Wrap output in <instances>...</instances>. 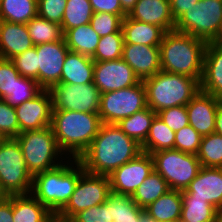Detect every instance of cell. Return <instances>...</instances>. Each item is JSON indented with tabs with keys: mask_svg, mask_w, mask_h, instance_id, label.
I'll list each match as a JSON object with an SVG mask.
<instances>
[{
	"mask_svg": "<svg viewBox=\"0 0 222 222\" xmlns=\"http://www.w3.org/2000/svg\"><path fill=\"white\" fill-rule=\"evenodd\" d=\"M0 222H13L12 195L0 196Z\"/></svg>",
	"mask_w": 222,
	"mask_h": 222,
	"instance_id": "obj_49",
	"label": "cell"
},
{
	"mask_svg": "<svg viewBox=\"0 0 222 222\" xmlns=\"http://www.w3.org/2000/svg\"><path fill=\"white\" fill-rule=\"evenodd\" d=\"M220 212L210 203L182 192L180 222H218Z\"/></svg>",
	"mask_w": 222,
	"mask_h": 222,
	"instance_id": "obj_27",
	"label": "cell"
},
{
	"mask_svg": "<svg viewBox=\"0 0 222 222\" xmlns=\"http://www.w3.org/2000/svg\"><path fill=\"white\" fill-rule=\"evenodd\" d=\"M153 171L152 155L142 151L109 175L110 190L116 194L131 196Z\"/></svg>",
	"mask_w": 222,
	"mask_h": 222,
	"instance_id": "obj_13",
	"label": "cell"
},
{
	"mask_svg": "<svg viewBox=\"0 0 222 222\" xmlns=\"http://www.w3.org/2000/svg\"><path fill=\"white\" fill-rule=\"evenodd\" d=\"M157 113L148 106L133 115L122 119L116 125L130 138L142 145L149 133L152 121Z\"/></svg>",
	"mask_w": 222,
	"mask_h": 222,
	"instance_id": "obj_29",
	"label": "cell"
},
{
	"mask_svg": "<svg viewBox=\"0 0 222 222\" xmlns=\"http://www.w3.org/2000/svg\"><path fill=\"white\" fill-rule=\"evenodd\" d=\"M0 134L3 138H16L20 134L15 108L0 99Z\"/></svg>",
	"mask_w": 222,
	"mask_h": 222,
	"instance_id": "obj_41",
	"label": "cell"
},
{
	"mask_svg": "<svg viewBox=\"0 0 222 222\" xmlns=\"http://www.w3.org/2000/svg\"><path fill=\"white\" fill-rule=\"evenodd\" d=\"M182 192H189L222 213V168L201 167L198 175Z\"/></svg>",
	"mask_w": 222,
	"mask_h": 222,
	"instance_id": "obj_19",
	"label": "cell"
},
{
	"mask_svg": "<svg viewBox=\"0 0 222 222\" xmlns=\"http://www.w3.org/2000/svg\"><path fill=\"white\" fill-rule=\"evenodd\" d=\"M94 12L127 15L120 4V0H89Z\"/></svg>",
	"mask_w": 222,
	"mask_h": 222,
	"instance_id": "obj_47",
	"label": "cell"
},
{
	"mask_svg": "<svg viewBox=\"0 0 222 222\" xmlns=\"http://www.w3.org/2000/svg\"><path fill=\"white\" fill-rule=\"evenodd\" d=\"M38 15L37 0H1L0 20L27 24Z\"/></svg>",
	"mask_w": 222,
	"mask_h": 222,
	"instance_id": "obj_30",
	"label": "cell"
},
{
	"mask_svg": "<svg viewBox=\"0 0 222 222\" xmlns=\"http://www.w3.org/2000/svg\"><path fill=\"white\" fill-rule=\"evenodd\" d=\"M38 61V84L51 89L60 82L65 57L69 51L64 37L59 41L35 45Z\"/></svg>",
	"mask_w": 222,
	"mask_h": 222,
	"instance_id": "obj_14",
	"label": "cell"
},
{
	"mask_svg": "<svg viewBox=\"0 0 222 222\" xmlns=\"http://www.w3.org/2000/svg\"><path fill=\"white\" fill-rule=\"evenodd\" d=\"M127 15H115L112 13L94 12L90 25L99 37L117 33L121 29L122 20Z\"/></svg>",
	"mask_w": 222,
	"mask_h": 222,
	"instance_id": "obj_39",
	"label": "cell"
},
{
	"mask_svg": "<svg viewBox=\"0 0 222 222\" xmlns=\"http://www.w3.org/2000/svg\"><path fill=\"white\" fill-rule=\"evenodd\" d=\"M43 88L36 80L20 76L15 82L12 94L8 95L4 100L16 108L27 100L37 96Z\"/></svg>",
	"mask_w": 222,
	"mask_h": 222,
	"instance_id": "obj_38",
	"label": "cell"
},
{
	"mask_svg": "<svg viewBox=\"0 0 222 222\" xmlns=\"http://www.w3.org/2000/svg\"><path fill=\"white\" fill-rule=\"evenodd\" d=\"M34 46L26 24L0 20V58L11 60Z\"/></svg>",
	"mask_w": 222,
	"mask_h": 222,
	"instance_id": "obj_22",
	"label": "cell"
},
{
	"mask_svg": "<svg viewBox=\"0 0 222 222\" xmlns=\"http://www.w3.org/2000/svg\"><path fill=\"white\" fill-rule=\"evenodd\" d=\"M139 82L133 69L122 58L94 63L93 83L101 94L134 86Z\"/></svg>",
	"mask_w": 222,
	"mask_h": 222,
	"instance_id": "obj_15",
	"label": "cell"
},
{
	"mask_svg": "<svg viewBox=\"0 0 222 222\" xmlns=\"http://www.w3.org/2000/svg\"><path fill=\"white\" fill-rule=\"evenodd\" d=\"M121 30L124 44H141L147 46H160L166 33L160 26L134 20L128 16L122 20Z\"/></svg>",
	"mask_w": 222,
	"mask_h": 222,
	"instance_id": "obj_23",
	"label": "cell"
},
{
	"mask_svg": "<svg viewBox=\"0 0 222 222\" xmlns=\"http://www.w3.org/2000/svg\"><path fill=\"white\" fill-rule=\"evenodd\" d=\"M122 59L143 81L161 71L159 46L123 44Z\"/></svg>",
	"mask_w": 222,
	"mask_h": 222,
	"instance_id": "obj_18",
	"label": "cell"
},
{
	"mask_svg": "<svg viewBox=\"0 0 222 222\" xmlns=\"http://www.w3.org/2000/svg\"><path fill=\"white\" fill-rule=\"evenodd\" d=\"M11 61L21 76L34 79L38 83V61L35 46L15 56Z\"/></svg>",
	"mask_w": 222,
	"mask_h": 222,
	"instance_id": "obj_42",
	"label": "cell"
},
{
	"mask_svg": "<svg viewBox=\"0 0 222 222\" xmlns=\"http://www.w3.org/2000/svg\"><path fill=\"white\" fill-rule=\"evenodd\" d=\"M215 42L222 44V29H221V32Z\"/></svg>",
	"mask_w": 222,
	"mask_h": 222,
	"instance_id": "obj_54",
	"label": "cell"
},
{
	"mask_svg": "<svg viewBox=\"0 0 222 222\" xmlns=\"http://www.w3.org/2000/svg\"><path fill=\"white\" fill-rule=\"evenodd\" d=\"M175 132L171 130L157 115L152 121L148 136L141 145L143 152H154L174 149Z\"/></svg>",
	"mask_w": 222,
	"mask_h": 222,
	"instance_id": "obj_31",
	"label": "cell"
},
{
	"mask_svg": "<svg viewBox=\"0 0 222 222\" xmlns=\"http://www.w3.org/2000/svg\"><path fill=\"white\" fill-rule=\"evenodd\" d=\"M13 222H49L53 213L31 193L12 195Z\"/></svg>",
	"mask_w": 222,
	"mask_h": 222,
	"instance_id": "obj_25",
	"label": "cell"
},
{
	"mask_svg": "<svg viewBox=\"0 0 222 222\" xmlns=\"http://www.w3.org/2000/svg\"><path fill=\"white\" fill-rule=\"evenodd\" d=\"M157 222L180 220L182 191L170 189L144 209Z\"/></svg>",
	"mask_w": 222,
	"mask_h": 222,
	"instance_id": "obj_26",
	"label": "cell"
},
{
	"mask_svg": "<svg viewBox=\"0 0 222 222\" xmlns=\"http://www.w3.org/2000/svg\"><path fill=\"white\" fill-rule=\"evenodd\" d=\"M20 76L10 59L0 58V99L12 94L15 82Z\"/></svg>",
	"mask_w": 222,
	"mask_h": 222,
	"instance_id": "obj_43",
	"label": "cell"
},
{
	"mask_svg": "<svg viewBox=\"0 0 222 222\" xmlns=\"http://www.w3.org/2000/svg\"><path fill=\"white\" fill-rule=\"evenodd\" d=\"M206 45L190 34L166 32L159 46L161 70L186 75L200 83Z\"/></svg>",
	"mask_w": 222,
	"mask_h": 222,
	"instance_id": "obj_2",
	"label": "cell"
},
{
	"mask_svg": "<svg viewBox=\"0 0 222 222\" xmlns=\"http://www.w3.org/2000/svg\"><path fill=\"white\" fill-rule=\"evenodd\" d=\"M201 139L202 136L191 125H187L175 132L174 149L196 155Z\"/></svg>",
	"mask_w": 222,
	"mask_h": 222,
	"instance_id": "obj_40",
	"label": "cell"
},
{
	"mask_svg": "<svg viewBox=\"0 0 222 222\" xmlns=\"http://www.w3.org/2000/svg\"><path fill=\"white\" fill-rule=\"evenodd\" d=\"M169 190L167 182L154 170L135 190L131 198L141 209H145Z\"/></svg>",
	"mask_w": 222,
	"mask_h": 222,
	"instance_id": "obj_32",
	"label": "cell"
},
{
	"mask_svg": "<svg viewBox=\"0 0 222 222\" xmlns=\"http://www.w3.org/2000/svg\"><path fill=\"white\" fill-rule=\"evenodd\" d=\"M171 6V14L176 21L182 14L187 12L189 9L194 7V5L199 0H169Z\"/></svg>",
	"mask_w": 222,
	"mask_h": 222,
	"instance_id": "obj_48",
	"label": "cell"
},
{
	"mask_svg": "<svg viewBox=\"0 0 222 222\" xmlns=\"http://www.w3.org/2000/svg\"><path fill=\"white\" fill-rule=\"evenodd\" d=\"M110 208L111 201L107 198V200L100 205L78 212L72 219L75 222H113Z\"/></svg>",
	"mask_w": 222,
	"mask_h": 222,
	"instance_id": "obj_44",
	"label": "cell"
},
{
	"mask_svg": "<svg viewBox=\"0 0 222 222\" xmlns=\"http://www.w3.org/2000/svg\"><path fill=\"white\" fill-rule=\"evenodd\" d=\"M28 33L34 45L59 41L63 38L61 25L48 21L38 15L27 24Z\"/></svg>",
	"mask_w": 222,
	"mask_h": 222,
	"instance_id": "obj_35",
	"label": "cell"
},
{
	"mask_svg": "<svg viewBox=\"0 0 222 222\" xmlns=\"http://www.w3.org/2000/svg\"><path fill=\"white\" fill-rule=\"evenodd\" d=\"M222 29V0H199L175 21L178 32L206 43L215 42Z\"/></svg>",
	"mask_w": 222,
	"mask_h": 222,
	"instance_id": "obj_8",
	"label": "cell"
},
{
	"mask_svg": "<svg viewBox=\"0 0 222 222\" xmlns=\"http://www.w3.org/2000/svg\"><path fill=\"white\" fill-rule=\"evenodd\" d=\"M110 214L113 222H139L140 214L144 211L131 198L130 195L110 192Z\"/></svg>",
	"mask_w": 222,
	"mask_h": 222,
	"instance_id": "obj_33",
	"label": "cell"
},
{
	"mask_svg": "<svg viewBox=\"0 0 222 222\" xmlns=\"http://www.w3.org/2000/svg\"><path fill=\"white\" fill-rule=\"evenodd\" d=\"M200 90L222 101V44L209 42L206 45Z\"/></svg>",
	"mask_w": 222,
	"mask_h": 222,
	"instance_id": "obj_20",
	"label": "cell"
},
{
	"mask_svg": "<svg viewBox=\"0 0 222 222\" xmlns=\"http://www.w3.org/2000/svg\"><path fill=\"white\" fill-rule=\"evenodd\" d=\"M69 159L64 161L67 164L63 162L53 169L33 175L30 193L53 214H58L66 206L85 172L77 159Z\"/></svg>",
	"mask_w": 222,
	"mask_h": 222,
	"instance_id": "obj_4",
	"label": "cell"
},
{
	"mask_svg": "<svg viewBox=\"0 0 222 222\" xmlns=\"http://www.w3.org/2000/svg\"><path fill=\"white\" fill-rule=\"evenodd\" d=\"M196 156L203 167L222 168V135L214 132L202 136Z\"/></svg>",
	"mask_w": 222,
	"mask_h": 222,
	"instance_id": "obj_36",
	"label": "cell"
},
{
	"mask_svg": "<svg viewBox=\"0 0 222 222\" xmlns=\"http://www.w3.org/2000/svg\"><path fill=\"white\" fill-rule=\"evenodd\" d=\"M94 11L89 0H67L61 22L63 34L84 24H89Z\"/></svg>",
	"mask_w": 222,
	"mask_h": 222,
	"instance_id": "obj_34",
	"label": "cell"
},
{
	"mask_svg": "<svg viewBox=\"0 0 222 222\" xmlns=\"http://www.w3.org/2000/svg\"><path fill=\"white\" fill-rule=\"evenodd\" d=\"M16 140L21 147L27 170L32 176L61 165L62 160H65L62 155L67 156L60 150L51 126L21 132Z\"/></svg>",
	"mask_w": 222,
	"mask_h": 222,
	"instance_id": "obj_6",
	"label": "cell"
},
{
	"mask_svg": "<svg viewBox=\"0 0 222 222\" xmlns=\"http://www.w3.org/2000/svg\"><path fill=\"white\" fill-rule=\"evenodd\" d=\"M124 38L122 30L102 36L99 39L95 54L91 57L95 62L111 61L122 58Z\"/></svg>",
	"mask_w": 222,
	"mask_h": 222,
	"instance_id": "obj_37",
	"label": "cell"
},
{
	"mask_svg": "<svg viewBox=\"0 0 222 222\" xmlns=\"http://www.w3.org/2000/svg\"><path fill=\"white\" fill-rule=\"evenodd\" d=\"M151 155L154 170L167 182L170 189L177 191H184L202 167L195 154L176 149L162 150Z\"/></svg>",
	"mask_w": 222,
	"mask_h": 222,
	"instance_id": "obj_9",
	"label": "cell"
},
{
	"mask_svg": "<svg viewBox=\"0 0 222 222\" xmlns=\"http://www.w3.org/2000/svg\"><path fill=\"white\" fill-rule=\"evenodd\" d=\"M221 103L222 101L219 98L199 90L186 105L189 125L201 136L214 133L215 116Z\"/></svg>",
	"mask_w": 222,
	"mask_h": 222,
	"instance_id": "obj_17",
	"label": "cell"
},
{
	"mask_svg": "<svg viewBox=\"0 0 222 222\" xmlns=\"http://www.w3.org/2000/svg\"><path fill=\"white\" fill-rule=\"evenodd\" d=\"M4 138L1 136V134H0V142L3 140Z\"/></svg>",
	"mask_w": 222,
	"mask_h": 222,
	"instance_id": "obj_56",
	"label": "cell"
},
{
	"mask_svg": "<svg viewBox=\"0 0 222 222\" xmlns=\"http://www.w3.org/2000/svg\"><path fill=\"white\" fill-rule=\"evenodd\" d=\"M32 179L16 138H4L0 142V196L29 194Z\"/></svg>",
	"mask_w": 222,
	"mask_h": 222,
	"instance_id": "obj_7",
	"label": "cell"
},
{
	"mask_svg": "<svg viewBox=\"0 0 222 222\" xmlns=\"http://www.w3.org/2000/svg\"><path fill=\"white\" fill-rule=\"evenodd\" d=\"M53 110L98 113L100 91L94 83H57L51 89Z\"/></svg>",
	"mask_w": 222,
	"mask_h": 222,
	"instance_id": "obj_12",
	"label": "cell"
},
{
	"mask_svg": "<svg viewBox=\"0 0 222 222\" xmlns=\"http://www.w3.org/2000/svg\"><path fill=\"white\" fill-rule=\"evenodd\" d=\"M214 132L222 135V103L217 108Z\"/></svg>",
	"mask_w": 222,
	"mask_h": 222,
	"instance_id": "obj_50",
	"label": "cell"
},
{
	"mask_svg": "<svg viewBox=\"0 0 222 222\" xmlns=\"http://www.w3.org/2000/svg\"><path fill=\"white\" fill-rule=\"evenodd\" d=\"M20 133L51 126L53 98L49 89H43L34 98L15 108Z\"/></svg>",
	"mask_w": 222,
	"mask_h": 222,
	"instance_id": "obj_16",
	"label": "cell"
},
{
	"mask_svg": "<svg viewBox=\"0 0 222 222\" xmlns=\"http://www.w3.org/2000/svg\"><path fill=\"white\" fill-rule=\"evenodd\" d=\"M141 152V145L116 124L103 123L99 133L77 160L84 167V171L109 176Z\"/></svg>",
	"mask_w": 222,
	"mask_h": 222,
	"instance_id": "obj_1",
	"label": "cell"
},
{
	"mask_svg": "<svg viewBox=\"0 0 222 222\" xmlns=\"http://www.w3.org/2000/svg\"><path fill=\"white\" fill-rule=\"evenodd\" d=\"M98 113L53 110L51 127L60 150L78 159L99 133L102 125Z\"/></svg>",
	"mask_w": 222,
	"mask_h": 222,
	"instance_id": "obj_3",
	"label": "cell"
},
{
	"mask_svg": "<svg viewBox=\"0 0 222 222\" xmlns=\"http://www.w3.org/2000/svg\"><path fill=\"white\" fill-rule=\"evenodd\" d=\"M95 61L78 52L68 51L59 83L86 84L93 83Z\"/></svg>",
	"mask_w": 222,
	"mask_h": 222,
	"instance_id": "obj_24",
	"label": "cell"
},
{
	"mask_svg": "<svg viewBox=\"0 0 222 222\" xmlns=\"http://www.w3.org/2000/svg\"><path fill=\"white\" fill-rule=\"evenodd\" d=\"M70 51L92 57L99 43V35L90 24L68 29L63 35Z\"/></svg>",
	"mask_w": 222,
	"mask_h": 222,
	"instance_id": "obj_28",
	"label": "cell"
},
{
	"mask_svg": "<svg viewBox=\"0 0 222 222\" xmlns=\"http://www.w3.org/2000/svg\"><path fill=\"white\" fill-rule=\"evenodd\" d=\"M218 222H222V213L219 216Z\"/></svg>",
	"mask_w": 222,
	"mask_h": 222,
	"instance_id": "obj_55",
	"label": "cell"
},
{
	"mask_svg": "<svg viewBox=\"0 0 222 222\" xmlns=\"http://www.w3.org/2000/svg\"><path fill=\"white\" fill-rule=\"evenodd\" d=\"M142 82L147 106L156 113L171 107L186 106L200 90V83L196 79L162 70Z\"/></svg>",
	"mask_w": 222,
	"mask_h": 222,
	"instance_id": "obj_5",
	"label": "cell"
},
{
	"mask_svg": "<svg viewBox=\"0 0 222 222\" xmlns=\"http://www.w3.org/2000/svg\"><path fill=\"white\" fill-rule=\"evenodd\" d=\"M146 107V90L140 81L134 86L102 93L98 114L102 123L117 124Z\"/></svg>",
	"mask_w": 222,
	"mask_h": 222,
	"instance_id": "obj_10",
	"label": "cell"
},
{
	"mask_svg": "<svg viewBox=\"0 0 222 222\" xmlns=\"http://www.w3.org/2000/svg\"><path fill=\"white\" fill-rule=\"evenodd\" d=\"M139 222H157L154 218H152L147 212L143 211L140 214Z\"/></svg>",
	"mask_w": 222,
	"mask_h": 222,
	"instance_id": "obj_53",
	"label": "cell"
},
{
	"mask_svg": "<svg viewBox=\"0 0 222 222\" xmlns=\"http://www.w3.org/2000/svg\"><path fill=\"white\" fill-rule=\"evenodd\" d=\"M38 16L61 25L67 0H37Z\"/></svg>",
	"mask_w": 222,
	"mask_h": 222,
	"instance_id": "obj_46",
	"label": "cell"
},
{
	"mask_svg": "<svg viewBox=\"0 0 222 222\" xmlns=\"http://www.w3.org/2000/svg\"><path fill=\"white\" fill-rule=\"evenodd\" d=\"M129 18L162 27L166 32L175 29L169 0H138L127 15Z\"/></svg>",
	"mask_w": 222,
	"mask_h": 222,
	"instance_id": "obj_21",
	"label": "cell"
},
{
	"mask_svg": "<svg viewBox=\"0 0 222 222\" xmlns=\"http://www.w3.org/2000/svg\"><path fill=\"white\" fill-rule=\"evenodd\" d=\"M49 222H75L72 218H65L59 214H53Z\"/></svg>",
	"mask_w": 222,
	"mask_h": 222,
	"instance_id": "obj_52",
	"label": "cell"
},
{
	"mask_svg": "<svg viewBox=\"0 0 222 222\" xmlns=\"http://www.w3.org/2000/svg\"><path fill=\"white\" fill-rule=\"evenodd\" d=\"M110 192L108 175H95L85 171L80 176L69 202L58 214L72 218L82 210L104 203Z\"/></svg>",
	"mask_w": 222,
	"mask_h": 222,
	"instance_id": "obj_11",
	"label": "cell"
},
{
	"mask_svg": "<svg viewBox=\"0 0 222 222\" xmlns=\"http://www.w3.org/2000/svg\"><path fill=\"white\" fill-rule=\"evenodd\" d=\"M138 0H120L122 10L128 15L130 11L135 7Z\"/></svg>",
	"mask_w": 222,
	"mask_h": 222,
	"instance_id": "obj_51",
	"label": "cell"
},
{
	"mask_svg": "<svg viewBox=\"0 0 222 222\" xmlns=\"http://www.w3.org/2000/svg\"><path fill=\"white\" fill-rule=\"evenodd\" d=\"M157 116L174 132L189 125L186 106H176L157 112Z\"/></svg>",
	"mask_w": 222,
	"mask_h": 222,
	"instance_id": "obj_45",
	"label": "cell"
}]
</instances>
